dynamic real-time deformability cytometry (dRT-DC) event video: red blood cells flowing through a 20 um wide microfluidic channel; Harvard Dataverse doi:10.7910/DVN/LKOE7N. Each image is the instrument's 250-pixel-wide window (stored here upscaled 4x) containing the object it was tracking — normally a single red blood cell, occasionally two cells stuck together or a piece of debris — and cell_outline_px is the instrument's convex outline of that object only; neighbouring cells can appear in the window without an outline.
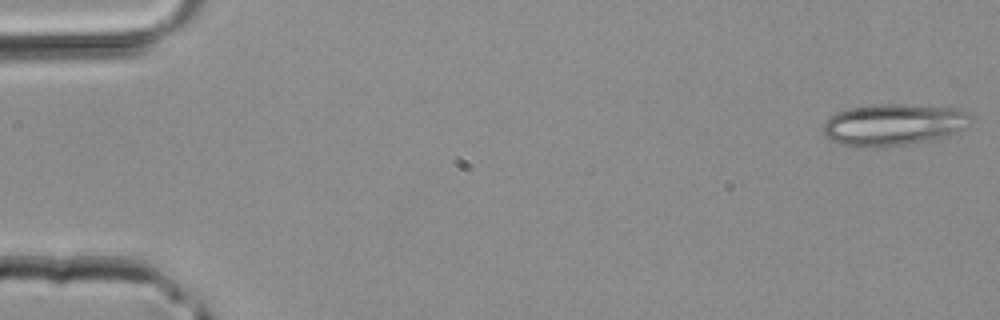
{"species": "common noctule bat (a hibernating species)", "species_latin": "Nyctalus noctula", "temperature_condition": "room temperature", "stored_images_in_passage": 42, "camera_frame_rate_fps": 3000, "um_per_image_px": 0.085, "animal": {"sex": "male", "body_mass_g": 20.4}, "frame": {"image": 1, "passage_image": 1, "time_ms": 0.0, "image_size_px": [1000, 320], "cell_outline_px": [[972, 116], [964, 128], [956, 132], [932, 140], [908, 144], [880, 148], [868, 148], [840, 144], [824, 136], [824, 120], [828, 116], [836, 112], [848, 108], [876, 104], [900, 104], [956, 108], [968, 112]], "centroid_in_image_um": [75.9, 10.6], "position_along_channel_um": 9.1, "area_um2": 36.13}}
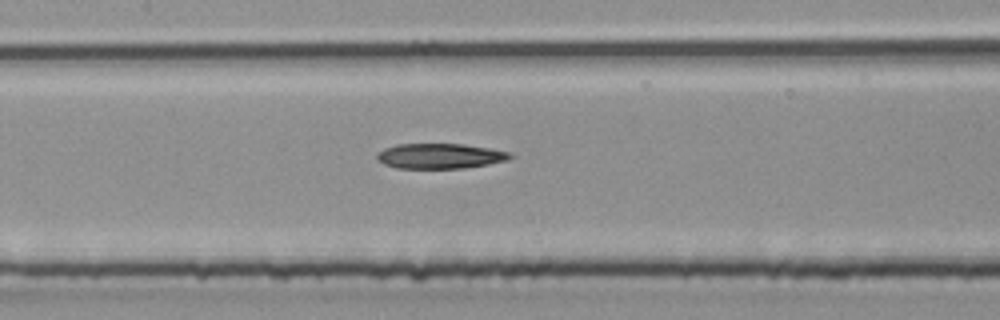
{"frame": {"image": 2, "passage_image": 20, "time_ms": 6.333, "image_size_px": [1000, 320], "cell_outline_px": [[516, 156], [508, 160], [488, 164], [464, 168], [396, 168], [384, 164], [376, 156], [384, 148], [396, 144], [464, 144], [512, 152]], "centroid_in_image_um": [37.46, 13.26], "position_along_channel_um": 169.9, "area_um2": 19.54}}
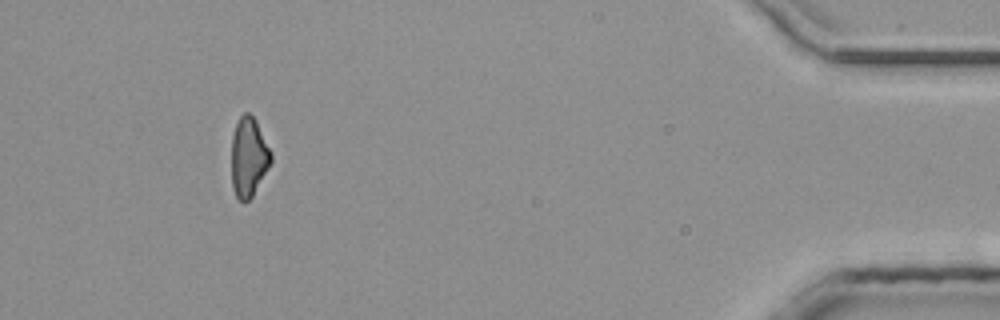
{"frame": {"image": 3, "passage_image": 39, "time_ms": 12.667, "image_size_px": [1000, 320], "cell_outline_px": [[272, 160], [252, 196], [244, 204], [236, 196], [232, 188], [232, 136], [236, 124], [240, 116], [244, 112], [248, 112], [256, 120], [272, 152]], "centroid_in_image_um": [21.13, 13.34], "position_along_channel_um": 414.1, "area_um2": 18.21}}